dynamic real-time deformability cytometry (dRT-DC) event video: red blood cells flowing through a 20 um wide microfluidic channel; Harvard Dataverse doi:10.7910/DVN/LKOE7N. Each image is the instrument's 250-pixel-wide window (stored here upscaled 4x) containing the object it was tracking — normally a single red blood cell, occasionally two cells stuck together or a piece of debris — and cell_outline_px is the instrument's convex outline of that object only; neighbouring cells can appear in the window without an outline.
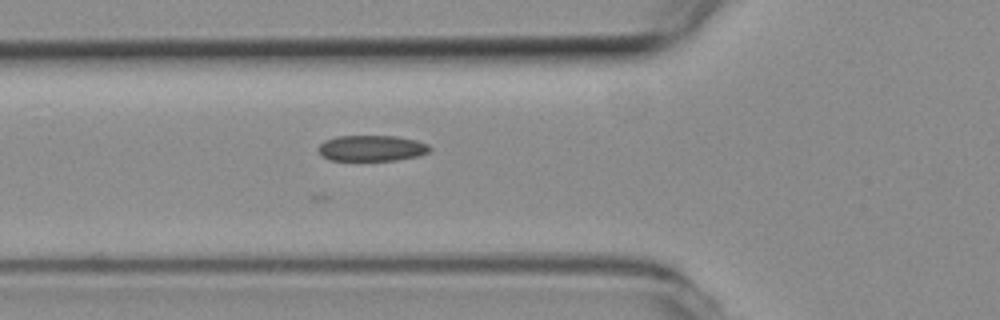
{"species": "common noctule bat (a hibernating species)", "species_latin": "Nyctalus noctula", "temperature_condition": "room temperature", "stored_images_in_passage": 34, "camera_frame_rate_fps": 3000, "um_per_image_px": 0.085, "animal": {"sex": "female", "body_mass_g": 19.3, "forearm_length_mm": 54.1}, "frame": {"image": 1, "passage_image": 9, "time_ms": 2.667, "image_size_px": [1000, 320], "cell_outline_px": [[432, 148], [428, 152], [416, 156], [396, 160], [328, 160], [316, 148], [324, 140], [336, 136], [396, 136], [416, 140], [428, 144]], "centroid_in_image_um": [31.58, 12.59], "position_along_channel_um": 94.2, "area_um2": 16.76}}
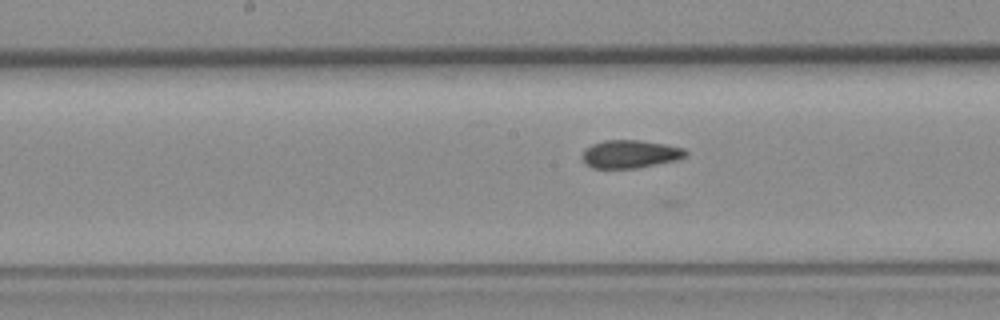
{"frame": {"image": 2, "passage_image": 17, "time_ms": 5.333, "image_size_px": [1000, 320], "cell_outline_px": [[688, 156], [676, 160], [636, 168], [592, 168], [584, 164], [584, 148], [592, 144], [604, 140], [636, 140], [664, 144], [684, 148], [688, 152]], "centroid_in_image_um": [53.57, 13.09], "position_along_channel_um": 194.6, "area_um2": 16.82}}
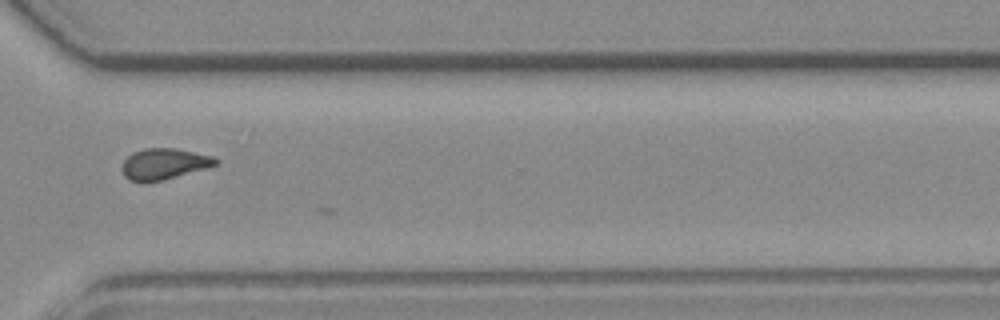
{"frame": {"image": 3, "passage_image": 30, "time_ms": 9.667, "image_size_px": [1000, 320], "cell_outline_px": [[220, 160], [216, 164], [204, 168], [160, 180], [144, 184], [128, 180], [124, 176], [120, 168], [124, 160], [132, 152], [144, 148], [176, 148], [212, 156]], "centroid_in_image_um": [13.85, 13.93], "position_along_channel_um": 356.7, "area_um2": 16.94}, "authors_computed_cell_mechanics": {"area_um2": 16.7331, "velocity_mm_per_s": 3.7324, "shape_relaxation_time_tau1_ms": null, "shape_relaxation_time_tau2_ms": 1.6521, "deformation_change_tau1": null, "deformation_change_tau2": 0.0653}}